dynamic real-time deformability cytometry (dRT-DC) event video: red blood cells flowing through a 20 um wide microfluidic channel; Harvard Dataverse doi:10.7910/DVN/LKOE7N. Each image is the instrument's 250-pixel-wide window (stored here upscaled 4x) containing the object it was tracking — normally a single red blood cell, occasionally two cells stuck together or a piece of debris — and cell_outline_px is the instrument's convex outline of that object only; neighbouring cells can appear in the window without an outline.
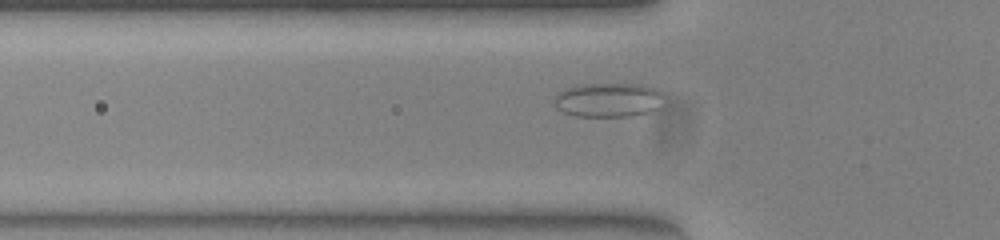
{"species": "common noctule bat (a hibernating species)", "species_latin": "Nyctalus noctula", "temperature_condition": "warm", "stored_images_in_passage": 34, "camera_frame_rate_fps": 3000, "um_per_image_px": 0.085, "animal": {"sex": "female", "body_mass_g": 23.0, "forearm_length_mm": 53.4}, "frame": {"image": 1, "passage_image": 5, "time_ms": 1.333, "image_size_px": [1000, 240], "cell_outline_px": [[656, 108], [644, 112], [628, 116], [580, 116], [564, 112], [556, 104], [556, 96], [560, 92], [576, 84], [644, 84], [652, 88], [656, 92]], "centroid_in_image_um": [51.59, 8.48], "position_along_channel_um": 74.2, "area_um2": 20.63}}
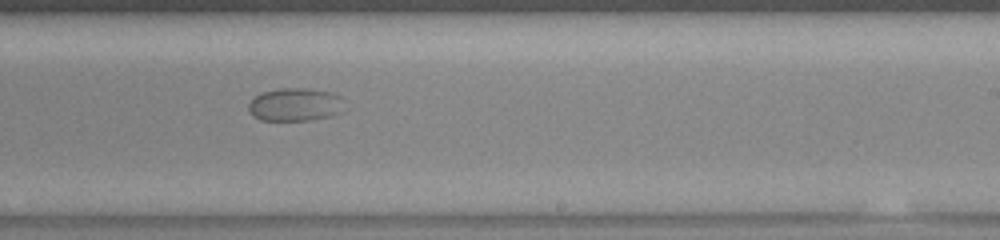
{"frame": {"image": 2, "passage_image": 20, "time_ms": 6.333, "image_size_px": [1000, 240], "cell_outline_px": [[336, 112], [328, 116], [308, 120], [260, 120], [248, 108], [248, 104], [256, 96], [264, 92], [276, 88], [304, 88], [328, 92], [336, 96]], "centroid_in_image_um": [24.91, 8.88], "position_along_channel_um": 264.1, "area_um2": 17.28}}
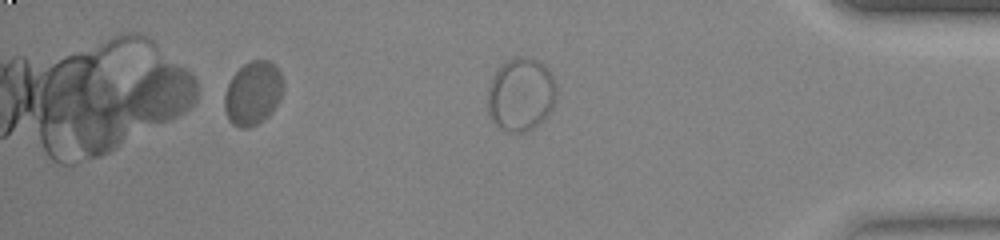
{"frame": {"image": 3, "passage_image": 32, "time_ms": 10.333, "image_size_px": [1000, 240], "cell_outline_px": [[280, 96], [276, 104], [256, 124], [248, 128], [240, 128], [232, 124], [228, 120], [224, 108], [224, 96], [228, 84], [232, 76], [244, 64], [252, 60], [268, 60], [280, 72]], "centroid_in_image_um": [21.42, 7.92], "position_along_channel_um": 413.8, "area_um2": 20.92}}